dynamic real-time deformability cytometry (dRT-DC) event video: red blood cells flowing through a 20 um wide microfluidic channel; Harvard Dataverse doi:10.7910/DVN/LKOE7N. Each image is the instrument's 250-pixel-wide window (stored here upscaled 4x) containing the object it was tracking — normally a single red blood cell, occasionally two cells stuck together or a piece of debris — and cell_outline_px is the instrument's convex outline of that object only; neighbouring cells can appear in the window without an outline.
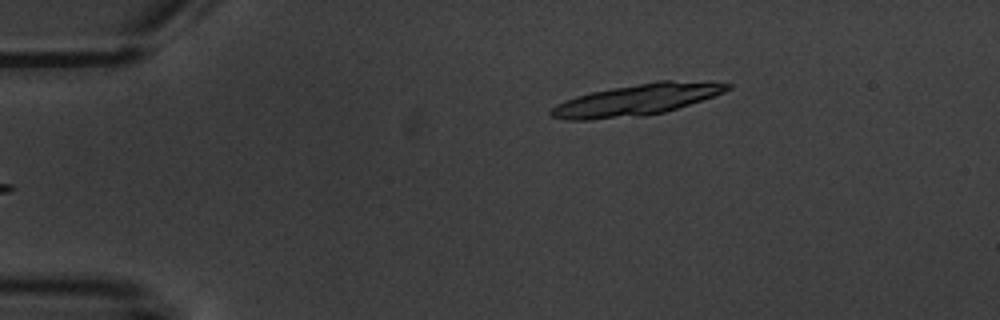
{"species": "common noctule bat (a hibernating species)", "species_latin": "Nyctalus noctula", "temperature_condition": "warm", "stored_images_in_passage": 3, "camera_frame_rate_fps": 3000, "um_per_image_px": 0.085, "animal": {"sex": "male", "body_mass_g": 20.1, "forearm_length_mm": 53.5}, "frame": {"image": 1, "passage_image": 3, "time_ms": 3.0, "image_size_px": [1000, 320], "cell_outline_px": [[732, 88], [724, 92], [664, 112], [644, 116], [588, 120], [564, 120], [548, 116], [548, 112], [556, 104], [576, 96], [592, 92], [612, 88], [656, 80], [672, 80], [732, 84]], "centroid_in_image_um": [54.03, 8.49], "position_along_channel_um": 31.0, "area_um2": 32.02}}